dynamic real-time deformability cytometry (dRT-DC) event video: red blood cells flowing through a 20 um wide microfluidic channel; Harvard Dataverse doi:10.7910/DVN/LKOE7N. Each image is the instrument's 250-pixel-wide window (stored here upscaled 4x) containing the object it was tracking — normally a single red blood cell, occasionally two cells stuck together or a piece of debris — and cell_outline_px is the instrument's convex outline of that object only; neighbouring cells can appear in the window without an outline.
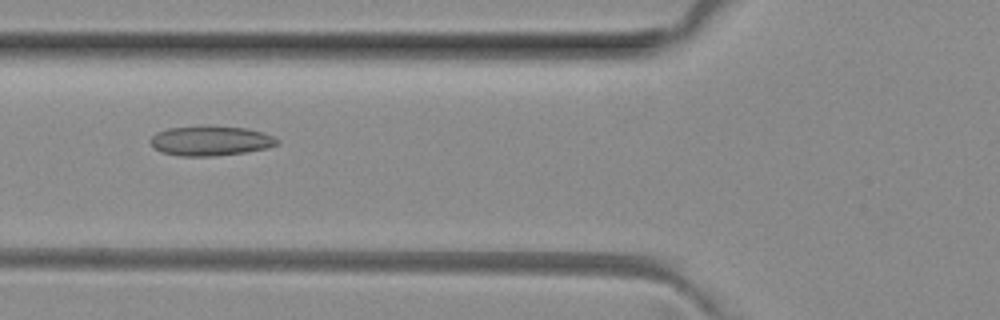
{"species": "common noctule bat (a hibernating species)", "species_latin": "Nyctalus noctula", "temperature_condition": "room temperature", "stored_images_in_passage": 10, "camera_frame_rate_fps": 3000, "um_per_image_px": 0.085, "animal": {"sex": "female", "body_mass_g": 29.2, "forearm_length_mm": 56.3}, "frame": {"image": 1, "passage_image": 4, "time_ms": 1.0, "image_size_px": [1000, 320], "cell_outline_px": [[280, 144], [268, 148], [244, 152], [216, 156], [180, 156], [160, 152], [148, 140], [156, 132], [168, 128], [208, 124], [248, 128], [264, 132], [280, 140]], "centroid_in_image_um": [17.92, 11.94], "position_along_channel_um": 107.9, "area_um2": 22.6}}
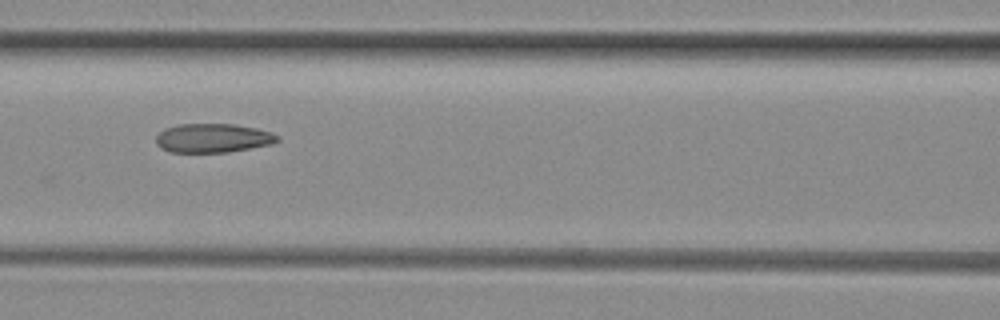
{"frame": {"image": 2, "passage_image": 7, "time_ms": 2.0, "image_size_px": [1000, 320], "cell_outline_px": [[280, 140], [272, 144], [228, 152], [172, 152], [156, 144], [156, 136], [164, 128], [176, 124], [236, 124], [256, 128], [272, 132], [280, 136]], "centroid_in_image_um": [18.13, 11.72], "position_along_channel_um": 148.5, "area_um2": 20.58}}
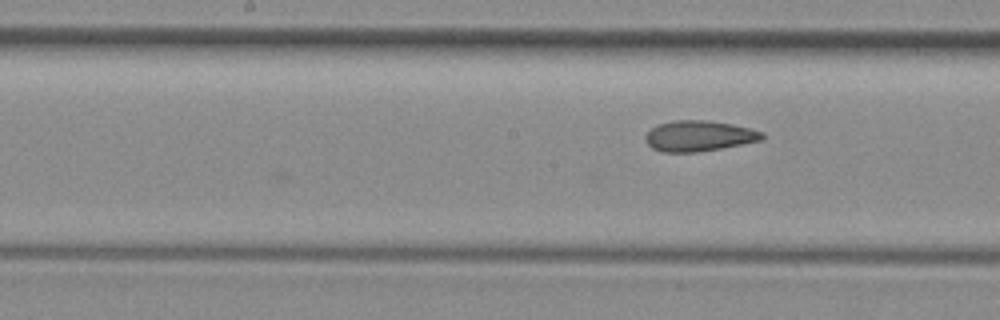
{"frame": {"image": 3, "passage_image": 10, "time_ms": 3.0, "image_size_px": [1000, 320], "cell_outline_px": [[764, 140], [720, 148], [696, 152], [660, 152], [652, 148], [648, 144], [644, 136], [652, 128], [660, 124], [672, 120], [708, 120], [732, 124], [752, 128], [764, 132]], "centroid_in_image_um": [59.44, 11.55], "position_along_channel_um": 188.8, "area_um2": 20.92}}